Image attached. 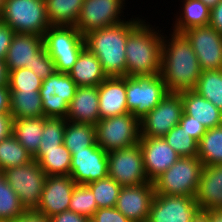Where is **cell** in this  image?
I'll return each mask as SVG.
<instances>
[{"label":"cell","mask_w":222,"mask_h":222,"mask_svg":"<svg viewBox=\"0 0 222 222\" xmlns=\"http://www.w3.org/2000/svg\"><path fill=\"white\" fill-rule=\"evenodd\" d=\"M8 86L10 91L40 90L42 79L34 74L29 68H19L8 71Z\"/></svg>","instance_id":"40"},{"label":"cell","mask_w":222,"mask_h":222,"mask_svg":"<svg viewBox=\"0 0 222 222\" xmlns=\"http://www.w3.org/2000/svg\"><path fill=\"white\" fill-rule=\"evenodd\" d=\"M203 167L197 156L180 157L153 181L155 194L195 197Z\"/></svg>","instance_id":"4"},{"label":"cell","mask_w":222,"mask_h":222,"mask_svg":"<svg viewBox=\"0 0 222 222\" xmlns=\"http://www.w3.org/2000/svg\"><path fill=\"white\" fill-rule=\"evenodd\" d=\"M145 21H142L127 38L126 76L129 77L161 74L164 33H160L161 30L146 24Z\"/></svg>","instance_id":"3"},{"label":"cell","mask_w":222,"mask_h":222,"mask_svg":"<svg viewBox=\"0 0 222 222\" xmlns=\"http://www.w3.org/2000/svg\"><path fill=\"white\" fill-rule=\"evenodd\" d=\"M67 121L96 125L100 120L98 86H78L69 103Z\"/></svg>","instance_id":"22"},{"label":"cell","mask_w":222,"mask_h":222,"mask_svg":"<svg viewBox=\"0 0 222 222\" xmlns=\"http://www.w3.org/2000/svg\"><path fill=\"white\" fill-rule=\"evenodd\" d=\"M100 119L129 113L126 97V76L107 77L98 85Z\"/></svg>","instance_id":"21"},{"label":"cell","mask_w":222,"mask_h":222,"mask_svg":"<svg viewBox=\"0 0 222 222\" xmlns=\"http://www.w3.org/2000/svg\"><path fill=\"white\" fill-rule=\"evenodd\" d=\"M51 222H89L90 219L71 210H66L49 218Z\"/></svg>","instance_id":"45"},{"label":"cell","mask_w":222,"mask_h":222,"mask_svg":"<svg viewBox=\"0 0 222 222\" xmlns=\"http://www.w3.org/2000/svg\"><path fill=\"white\" fill-rule=\"evenodd\" d=\"M77 87L68 73L55 71L44 79L39 90L44 117L66 119L69 103Z\"/></svg>","instance_id":"11"},{"label":"cell","mask_w":222,"mask_h":222,"mask_svg":"<svg viewBox=\"0 0 222 222\" xmlns=\"http://www.w3.org/2000/svg\"><path fill=\"white\" fill-rule=\"evenodd\" d=\"M193 91L222 111V69L202 71Z\"/></svg>","instance_id":"34"},{"label":"cell","mask_w":222,"mask_h":222,"mask_svg":"<svg viewBox=\"0 0 222 222\" xmlns=\"http://www.w3.org/2000/svg\"><path fill=\"white\" fill-rule=\"evenodd\" d=\"M29 69L42 80L48 78L56 71L55 63L47 53L45 46L37 52V59Z\"/></svg>","instance_id":"41"},{"label":"cell","mask_w":222,"mask_h":222,"mask_svg":"<svg viewBox=\"0 0 222 222\" xmlns=\"http://www.w3.org/2000/svg\"><path fill=\"white\" fill-rule=\"evenodd\" d=\"M163 138L180 157H195L198 154V142L179 124L173 127Z\"/></svg>","instance_id":"37"},{"label":"cell","mask_w":222,"mask_h":222,"mask_svg":"<svg viewBox=\"0 0 222 222\" xmlns=\"http://www.w3.org/2000/svg\"><path fill=\"white\" fill-rule=\"evenodd\" d=\"M68 75L77 86H98L107 78L100 61L87 47L81 51Z\"/></svg>","instance_id":"25"},{"label":"cell","mask_w":222,"mask_h":222,"mask_svg":"<svg viewBox=\"0 0 222 222\" xmlns=\"http://www.w3.org/2000/svg\"><path fill=\"white\" fill-rule=\"evenodd\" d=\"M125 4V0H84L75 27L84 36L92 30L122 23L126 21L121 16Z\"/></svg>","instance_id":"13"},{"label":"cell","mask_w":222,"mask_h":222,"mask_svg":"<svg viewBox=\"0 0 222 222\" xmlns=\"http://www.w3.org/2000/svg\"><path fill=\"white\" fill-rule=\"evenodd\" d=\"M63 144L70 153L96 146L95 125L66 121Z\"/></svg>","instance_id":"31"},{"label":"cell","mask_w":222,"mask_h":222,"mask_svg":"<svg viewBox=\"0 0 222 222\" xmlns=\"http://www.w3.org/2000/svg\"><path fill=\"white\" fill-rule=\"evenodd\" d=\"M66 121L64 118L44 117V129L39 150L57 149L63 144Z\"/></svg>","instance_id":"39"},{"label":"cell","mask_w":222,"mask_h":222,"mask_svg":"<svg viewBox=\"0 0 222 222\" xmlns=\"http://www.w3.org/2000/svg\"><path fill=\"white\" fill-rule=\"evenodd\" d=\"M5 0H0V15L2 13L3 7H4Z\"/></svg>","instance_id":"54"},{"label":"cell","mask_w":222,"mask_h":222,"mask_svg":"<svg viewBox=\"0 0 222 222\" xmlns=\"http://www.w3.org/2000/svg\"><path fill=\"white\" fill-rule=\"evenodd\" d=\"M195 200L199 207L222 210V164L203 167Z\"/></svg>","instance_id":"23"},{"label":"cell","mask_w":222,"mask_h":222,"mask_svg":"<svg viewBox=\"0 0 222 222\" xmlns=\"http://www.w3.org/2000/svg\"><path fill=\"white\" fill-rule=\"evenodd\" d=\"M179 125L197 142L200 141L201 137L206 133L207 128L195 121L192 116L182 114Z\"/></svg>","instance_id":"42"},{"label":"cell","mask_w":222,"mask_h":222,"mask_svg":"<svg viewBox=\"0 0 222 222\" xmlns=\"http://www.w3.org/2000/svg\"><path fill=\"white\" fill-rule=\"evenodd\" d=\"M7 183L18 195L26 210H35L40 202L46 173L36 160L26 165L11 167L2 171Z\"/></svg>","instance_id":"9"},{"label":"cell","mask_w":222,"mask_h":222,"mask_svg":"<svg viewBox=\"0 0 222 222\" xmlns=\"http://www.w3.org/2000/svg\"><path fill=\"white\" fill-rule=\"evenodd\" d=\"M139 145L146 177L151 182L180 158L163 137H140Z\"/></svg>","instance_id":"19"},{"label":"cell","mask_w":222,"mask_h":222,"mask_svg":"<svg viewBox=\"0 0 222 222\" xmlns=\"http://www.w3.org/2000/svg\"><path fill=\"white\" fill-rule=\"evenodd\" d=\"M43 129L44 116L13 119L12 134L32 157H34L39 150Z\"/></svg>","instance_id":"26"},{"label":"cell","mask_w":222,"mask_h":222,"mask_svg":"<svg viewBox=\"0 0 222 222\" xmlns=\"http://www.w3.org/2000/svg\"><path fill=\"white\" fill-rule=\"evenodd\" d=\"M181 2H183V9L173 22L175 24L172 27L174 32L183 33L193 27L209 25L211 9L201 0H183Z\"/></svg>","instance_id":"27"},{"label":"cell","mask_w":222,"mask_h":222,"mask_svg":"<svg viewBox=\"0 0 222 222\" xmlns=\"http://www.w3.org/2000/svg\"><path fill=\"white\" fill-rule=\"evenodd\" d=\"M96 143L106 152L121 150L140 141V120L132 113L100 119L95 125Z\"/></svg>","instance_id":"7"},{"label":"cell","mask_w":222,"mask_h":222,"mask_svg":"<svg viewBox=\"0 0 222 222\" xmlns=\"http://www.w3.org/2000/svg\"><path fill=\"white\" fill-rule=\"evenodd\" d=\"M32 160L31 154L13 134L0 141V172L11 167L26 165Z\"/></svg>","instance_id":"33"},{"label":"cell","mask_w":222,"mask_h":222,"mask_svg":"<svg viewBox=\"0 0 222 222\" xmlns=\"http://www.w3.org/2000/svg\"><path fill=\"white\" fill-rule=\"evenodd\" d=\"M51 26H75L84 0H45Z\"/></svg>","instance_id":"30"},{"label":"cell","mask_w":222,"mask_h":222,"mask_svg":"<svg viewBox=\"0 0 222 222\" xmlns=\"http://www.w3.org/2000/svg\"><path fill=\"white\" fill-rule=\"evenodd\" d=\"M208 8H214L221 0H201Z\"/></svg>","instance_id":"53"},{"label":"cell","mask_w":222,"mask_h":222,"mask_svg":"<svg viewBox=\"0 0 222 222\" xmlns=\"http://www.w3.org/2000/svg\"><path fill=\"white\" fill-rule=\"evenodd\" d=\"M91 219L94 222H131L116 207L97 209Z\"/></svg>","instance_id":"43"},{"label":"cell","mask_w":222,"mask_h":222,"mask_svg":"<svg viewBox=\"0 0 222 222\" xmlns=\"http://www.w3.org/2000/svg\"><path fill=\"white\" fill-rule=\"evenodd\" d=\"M107 157L108 176L122 187L151 182L146 177L139 143L121 150L109 151Z\"/></svg>","instance_id":"10"},{"label":"cell","mask_w":222,"mask_h":222,"mask_svg":"<svg viewBox=\"0 0 222 222\" xmlns=\"http://www.w3.org/2000/svg\"><path fill=\"white\" fill-rule=\"evenodd\" d=\"M210 222H222V210H212Z\"/></svg>","instance_id":"52"},{"label":"cell","mask_w":222,"mask_h":222,"mask_svg":"<svg viewBox=\"0 0 222 222\" xmlns=\"http://www.w3.org/2000/svg\"><path fill=\"white\" fill-rule=\"evenodd\" d=\"M190 41L201 70L222 69V35L210 25L193 27L183 32Z\"/></svg>","instance_id":"14"},{"label":"cell","mask_w":222,"mask_h":222,"mask_svg":"<svg viewBox=\"0 0 222 222\" xmlns=\"http://www.w3.org/2000/svg\"><path fill=\"white\" fill-rule=\"evenodd\" d=\"M183 113L192 116L195 121L207 129L222 125V111L212 102L201 97L193 90L181 91Z\"/></svg>","instance_id":"24"},{"label":"cell","mask_w":222,"mask_h":222,"mask_svg":"<svg viewBox=\"0 0 222 222\" xmlns=\"http://www.w3.org/2000/svg\"><path fill=\"white\" fill-rule=\"evenodd\" d=\"M13 117L10 113L0 114V141L12 134Z\"/></svg>","instance_id":"46"},{"label":"cell","mask_w":222,"mask_h":222,"mask_svg":"<svg viewBox=\"0 0 222 222\" xmlns=\"http://www.w3.org/2000/svg\"><path fill=\"white\" fill-rule=\"evenodd\" d=\"M167 93L161 74L126 76L127 108L139 120L154 109Z\"/></svg>","instance_id":"8"},{"label":"cell","mask_w":222,"mask_h":222,"mask_svg":"<svg viewBox=\"0 0 222 222\" xmlns=\"http://www.w3.org/2000/svg\"><path fill=\"white\" fill-rule=\"evenodd\" d=\"M10 98L9 86H0V114L10 113Z\"/></svg>","instance_id":"49"},{"label":"cell","mask_w":222,"mask_h":222,"mask_svg":"<svg viewBox=\"0 0 222 222\" xmlns=\"http://www.w3.org/2000/svg\"><path fill=\"white\" fill-rule=\"evenodd\" d=\"M44 46L55 63V69L69 73L86 47L84 36L75 26H50L44 33Z\"/></svg>","instance_id":"6"},{"label":"cell","mask_w":222,"mask_h":222,"mask_svg":"<svg viewBox=\"0 0 222 222\" xmlns=\"http://www.w3.org/2000/svg\"><path fill=\"white\" fill-rule=\"evenodd\" d=\"M182 114L181 92H168L154 109L140 119L141 137H163L179 124Z\"/></svg>","instance_id":"12"},{"label":"cell","mask_w":222,"mask_h":222,"mask_svg":"<svg viewBox=\"0 0 222 222\" xmlns=\"http://www.w3.org/2000/svg\"><path fill=\"white\" fill-rule=\"evenodd\" d=\"M47 176L70 175L71 153L64 144L52 150H38L33 157Z\"/></svg>","instance_id":"29"},{"label":"cell","mask_w":222,"mask_h":222,"mask_svg":"<svg viewBox=\"0 0 222 222\" xmlns=\"http://www.w3.org/2000/svg\"><path fill=\"white\" fill-rule=\"evenodd\" d=\"M103 148L96 145L71 152L70 177L76 184H89L108 176V157Z\"/></svg>","instance_id":"15"},{"label":"cell","mask_w":222,"mask_h":222,"mask_svg":"<svg viewBox=\"0 0 222 222\" xmlns=\"http://www.w3.org/2000/svg\"><path fill=\"white\" fill-rule=\"evenodd\" d=\"M26 209L21 205L18 195L14 192L2 172H0V220L11 222L21 216Z\"/></svg>","instance_id":"35"},{"label":"cell","mask_w":222,"mask_h":222,"mask_svg":"<svg viewBox=\"0 0 222 222\" xmlns=\"http://www.w3.org/2000/svg\"><path fill=\"white\" fill-rule=\"evenodd\" d=\"M154 196L153 182L122 187L117 199L116 209L131 222H147Z\"/></svg>","instance_id":"18"},{"label":"cell","mask_w":222,"mask_h":222,"mask_svg":"<svg viewBox=\"0 0 222 222\" xmlns=\"http://www.w3.org/2000/svg\"><path fill=\"white\" fill-rule=\"evenodd\" d=\"M15 32L0 20V59L4 60Z\"/></svg>","instance_id":"44"},{"label":"cell","mask_w":222,"mask_h":222,"mask_svg":"<svg viewBox=\"0 0 222 222\" xmlns=\"http://www.w3.org/2000/svg\"><path fill=\"white\" fill-rule=\"evenodd\" d=\"M10 97V114L13 119L44 116L39 90L10 91Z\"/></svg>","instance_id":"28"},{"label":"cell","mask_w":222,"mask_h":222,"mask_svg":"<svg viewBox=\"0 0 222 222\" xmlns=\"http://www.w3.org/2000/svg\"><path fill=\"white\" fill-rule=\"evenodd\" d=\"M11 222H51L48 217L35 210H26L21 216Z\"/></svg>","instance_id":"47"},{"label":"cell","mask_w":222,"mask_h":222,"mask_svg":"<svg viewBox=\"0 0 222 222\" xmlns=\"http://www.w3.org/2000/svg\"><path fill=\"white\" fill-rule=\"evenodd\" d=\"M97 209L98 206L94 194L88 186L85 184H76L72 192L68 210L91 219Z\"/></svg>","instance_id":"38"},{"label":"cell","mask_w":222,"mask_h":222,"mask_svg":"<svg viewBox=\"0 0 222 222\" xmlns=\"http://www.w3.org/2000/svg\"><path fill=\"white\" fill-rule=\"evenodd\" d=\"M9 72L4 60L0 59V86L8 85Z\"/></svg>","instance_id":"51"},{"label":"cell","mask_w":222,"mask_h":222,"mask_svg":"<svg viewBox=\"0 0 222 222\" xmlns=\"http://www.w3.org/2000/svg\"><path fill=\"white\" fill-rule=\"evenodd\" d=\"M212 210L198 207L192 215L191 222H210Z\"/></svg>","instance_id":"50"},{"label":"cell","mask_w":222,"mask_h":222,"mask_svg":"<svg viewBox=\"0 0 222 222\" xmlns=\"http://www.w3.org/2000/svg\"><path fill=\"white\" fill-rule=\"evenodd\" d=\"M209 25L222 35V0L211 9Z\"/></svg>","instance_id":"48"},{"label":"cell","mask_w":222,"mask_h":222,"mask_svg":"<svg viewBox=\"0 0 222 222\" xmlns=\"http://www.w3.org/2000/svg\"><path fill=\"white\" fill-rule=\"evenodd\" d=\"M0 20L15 33L39 36L51 26L45 0H5Z\"/></svg>","instance_id":"5"},{"label":"cell","mask_w":222,"mask_h":222,"mask_svg":"<svg viewBox=\"0 0 222 222\" xmlns=\"http://www.w3.org/2000/svg\"><path fill=\"white\" fill-rule=\"evenodd\" d=\"M43 46V36L15 33L4 59L7 70L30 68L37 59V52Z\"/></svg>","instance_id":"20"},{"label":"cell","mask_w":222,"mask_h":222,"mask_svg":"<svg viewBox=\"0 0 222 222\" xmlns=\"http://www.w3.org/2000/svg\"><path fill=\"white\" fill-rule=\"evenodd\" d=\"M198 207L195 197L155 194L147 222H191Z\"/></svg>","instance_id":"16"},{"label":"cell","mask_w":222,"mask_h":222,"mask_svg":"<svg viewBox=\"0 0 222 222\" xmlns=\"http://www.w3.org/2000/svg\"><path fill=\"white\" fill-rule=\"evenodd\" d=\"M87 186L94 194L98 209L116 207L122 186L111 177L107 176L89 183Z\"/></svg>","instance_id":"36"},{"label":"cell","mask_w":222,"mask_h":222,"mask_svg":"<svg viewBox=\"0 0 222 222\" xmlns=\"http://www.w3.org/2000/svg\"><path fill=\"white\" fill-rule=\"evenodd\" d=\"M142 21L139 17L131 18L84 35L86 47L98 58L107 77L126 76L127 38Z\"/></svg>","instance_id":"2"},{"label":"cell","mask_w":222,"mask_h":222,"mask_svg":"<svg viewBox=\"0 0 222 222\" xmlns=\"http://www.w3.org/2000/svg\"><path fill=\"white\" fill-rule=\"evenodd\" d=\"M197 157L203 166L222 164V125L206 130L198 142Z\"/></svg>","instance_id":"32"},{"label":"cell","mask_w":222,"mask_h":222,"mask_svg":"<svg viewBox=\"0 0 222 222\" xmlns=\"http://www.w3.org/2000/svg\"><path fill=\"white\" fill-rule=\"evenodd\" d=\"M169 36V40L164 35L162 39L161 76L166 89L193 90L202 73L198 58L183 33L173 31Z\"/></svg>","instance_id":"1"},{"label":"cell","mask_w":222,"mask_h":222,"mask_svg":"<svg viewBox=\"0 0 222 222\" xmlns=\"http://www.w3.org/2000/svg\"><path fill=\"white\" fill-rule=\"evenodd\" d=\"M76 183L68 176H46L40 202L35 211L50 218L68 210Z\"/></svg>","instance_id":"17"}]
</instances>
